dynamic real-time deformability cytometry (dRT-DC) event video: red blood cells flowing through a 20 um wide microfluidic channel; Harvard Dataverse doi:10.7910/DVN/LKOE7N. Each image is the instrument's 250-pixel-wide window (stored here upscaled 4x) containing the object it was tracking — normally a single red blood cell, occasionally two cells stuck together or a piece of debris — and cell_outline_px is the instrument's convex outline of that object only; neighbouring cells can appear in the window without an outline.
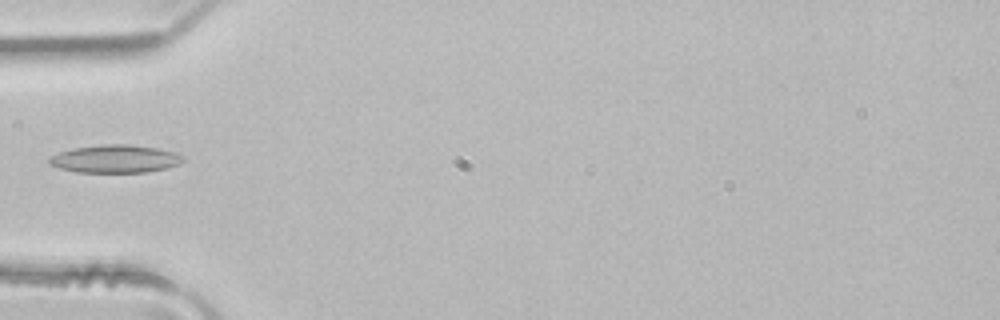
{"species": "common noctule bat (a hibernating species)", "species_latin": "Nyctalus noctula", "temperature_condition": "room temperature", "stored_images_in_passage": 4, "camera_frame_rate_fps": 3000, "um_per_image_px": 0.085, "animal": {"sex": "male", "body_mass_g": 21.5, "forearm_length_mm": 52.0}, "frame": {"image": 1, "passage_image": 4, "time_ms": 1.0, "image_size_px": [1000, 320], "cell_outline_px": [[184, 160], [180, 164], [168, 168], [144, 172], [76, 172], [60, 168], [48, 164], [48, 156], [60, 152], [76, 148], [104, 144], [128, 144], [156, 148], [172, 152], [184, 156]], "centroid_in_image_um": [9.78, 13.51], "position_along_channel_um": 75.2, "area_um2": 21.68}}